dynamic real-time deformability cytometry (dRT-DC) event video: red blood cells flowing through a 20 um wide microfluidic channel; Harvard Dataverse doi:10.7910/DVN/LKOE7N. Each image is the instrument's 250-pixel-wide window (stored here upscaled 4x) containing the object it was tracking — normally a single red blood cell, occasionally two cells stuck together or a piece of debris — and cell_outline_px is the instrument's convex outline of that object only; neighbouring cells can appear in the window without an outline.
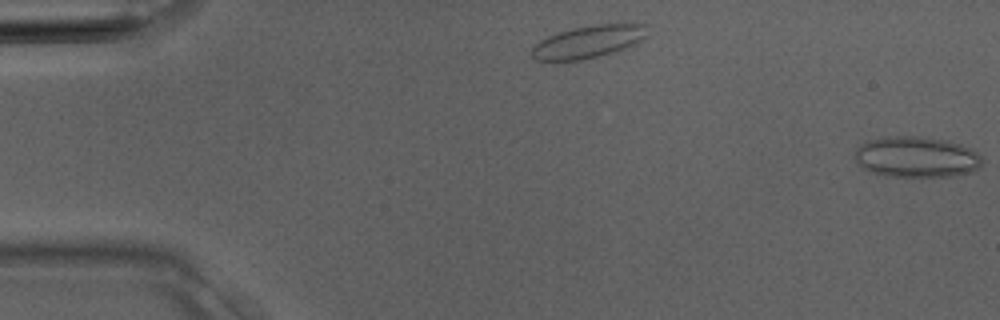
{"species": "Egyptian fruit bat (a non-hibernating species)", "species_latin": "Rousettus aegyptiacus", "temperature_condition": "room temperature", "stored_images_in_passage": 5, "camera_frame_rate_fps": 3000, "um_per_image_px": 0.085, "animal": {"sex": "male"}, "frame": {"image": 1, "passage_image": 1, "time_ms": 0.0, "image_size_px": [1000, 320], "cell_outline_px": [[980, 168], [972, 172], [952, 176], [888, 176], [872, 172], [864, 168], [856, 160], [856, 148], [864, 140], [888, 136], [920, 136], [948, 140], [972, 148], [980, 156]], "centroid_in_image_um": [77.9, 13.32], "position_along_channel_um": 7.1, "area_um2": 30.4}}